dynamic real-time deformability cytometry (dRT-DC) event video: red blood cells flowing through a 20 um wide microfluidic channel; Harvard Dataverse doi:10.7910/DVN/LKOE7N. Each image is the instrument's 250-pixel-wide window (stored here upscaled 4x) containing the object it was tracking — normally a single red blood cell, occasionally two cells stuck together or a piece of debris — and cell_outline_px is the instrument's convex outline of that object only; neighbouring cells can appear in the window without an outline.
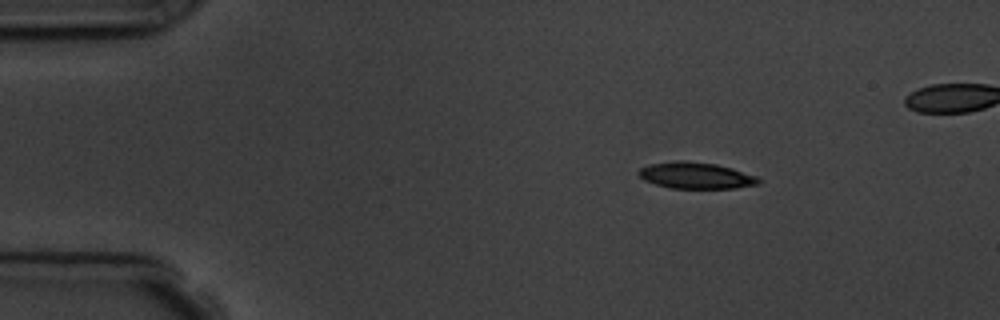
{"species": "common noctule bat (a hibernating species)", "species_latin": "Nyctalus noctula", "temperature_condition": "room temperature", "stored_images_in_passage": 5, "camera_frame_rate_fps": 3000, "um_per_image_px": 0.085, "animal": {"sex": "male", "body_mass_g": 19.5, "forearm_length_mm": 54.6}, "frame": {"image": 1, "passage_image": 2, "time_ms": 1.333, "image_size_px": [1000, 320], "cell_outline_px": [[760, 184], [736, 188], [672, 188], [656, 184], [644, 180], [636, 172], [640, 168], [648, 164], [676, 160], [680, 160], [716, 164], [732, 168], [756, 176], [760, 180]], "centroid_in_image_um": [59.13, 14.91], "position_along_channel_um": 25.9, "area_um2": 18.44}}